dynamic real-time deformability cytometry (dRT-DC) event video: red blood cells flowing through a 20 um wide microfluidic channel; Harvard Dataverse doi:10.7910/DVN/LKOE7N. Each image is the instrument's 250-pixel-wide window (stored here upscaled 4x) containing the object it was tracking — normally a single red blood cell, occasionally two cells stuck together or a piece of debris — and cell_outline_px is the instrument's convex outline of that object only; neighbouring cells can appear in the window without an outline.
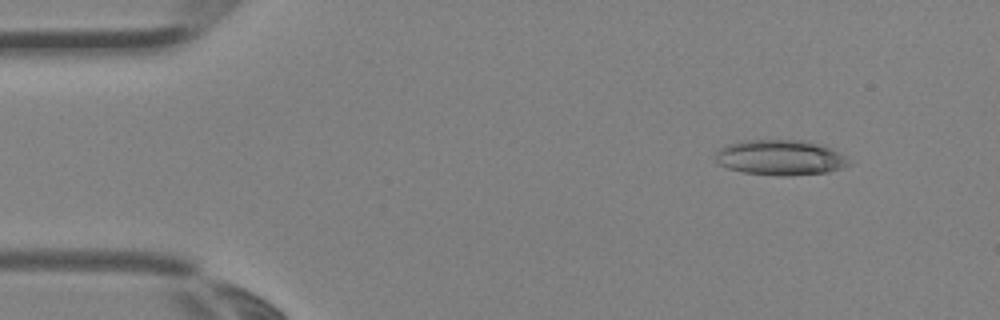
{"species": "Egyptian fruit bat (a non-hibernating species)", "species_latin": "Rousettus aegyptiacus", "temperature_condition": "room temperature", "stored_images_in_passage": 4, "camera_frame_rate_fps": 3000, "um_per_image_px": 0.085, "animal": {"sex": "female"}, "frame": {"image": 1, "passage_image": 2, "time_ms": 0.333, "image_size_px": [1000, 320], "cell_outline_px": [[852, 164], [828, 172], [784, 176], [776, 176], [744, 172], [728, 168], [720, 164], [716, 160], [716, 152], [724, 144], [740, 140], [804, 140], [824, 144], [832, 148], [844, 156]], "centroid_in_image_um": [66.32, 13.37], "position_along_channel_um": 18.7, "area_um2": 27.69}}